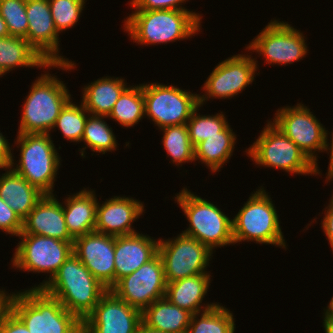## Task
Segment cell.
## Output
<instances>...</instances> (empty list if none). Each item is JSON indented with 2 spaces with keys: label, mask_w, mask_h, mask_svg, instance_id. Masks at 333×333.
Here are the masks:
<instances>
[{
  "label": "cell",
  "mask_w": 333,
  "mask_h": 333,
  "mask_svg": "<svg viewBox=\"0 0 333 333\" xmlns=\"http://www.w3.org/2000/svg\"><path fill=\"white\" fill-rule=\"evenodd\" d=\"M124 31L140 45L167 44L191 38L201 30L202 14L190 10H134Z\"/></svg>",
  "instance_id": "1"
},
{
  "label": "cell",
  "mask_w": 333,
  "mask_h": 333,
  "mask_svg": "<svg viewBox=\"0 0 333 333\" xmlns=\"http://www.w3.org/2000/svg\"><path fill=\"white\" fill-rule=\"evenodd\" d=\"M41 289L82 322L108 291L74 253Z\"/></svg>",
  "instance_id": "2"
},
{
  "label": "cell",
  "mask_w": 333,
  "mask_h": 333,
  "mask_svg": "<svg viewBox=\"0 0 333 333\" xmlns=\"http://www.w3.org/2000/svg\"><path fill=\"white\" fill-rule=\"evenodd\" d=\"M9 309L30 333H82V321L42 289L12 292Z\"/></svg>",
  "instance_id": "3"
},
{
  "label": "cell",
  "mask_w": 333,
  "mask_h": 333,
  "mask_svg": "<svg viewBox=\"0 0 333 333\" xmlns=\"http://www.w3.org/2000/svg\"><path fill=\"white\" fill-rule=\"evenodd\" d=\"M63 81L48 71L36 78L22 105L17 134H51L64 106L72 99Z\"/></svg>",
  "instance_id": "4"
},
{
  "label": "cell",
  "mask_w": 333,
  "mask_h": 333,
  "mask_svg": "<svg viewBox=\"0 0 333 333\" xmlns=\"http://www.w3.org/2000/svg\"><path fill=\"white\" fill-rule=\"evenodd\" d=\"M15 142L20 158L17 164L13 156L10 168L44 195H54L61 158L50 134H17Z\"/></svg>",
  "instance_id": "5"
},
{
  "label": "cell",
  "mask_w": 333,
  "mask_h": 333,
  "mask_svg": "<svg viewBox=\"0 0 333 333\" xmlns=\"http://www.w3.org/2000/svg\"><path fill=\"white\" fill-rule=\"evenodd\" d=\"M190 223L182 233L195 238L212 252L217 247L234 244L232 219L213 203L183 188L175 197Z\"/></svg>",
  "instance_id": "6"
},
{
  "label": "cell",
  "mask_w": 333,
  "mask_h": 333,
  "mask_svg": "<svg viewBox=\"0 0 333 333\" xmlns=\"http://www.w3.org/2000/svg\"><path fill=\"white\" fill-rule=\"evenodd\" d=\"M278 217L270 195L261 186L251 193L232 219L234 245L242 241H255L287 249Z\"/></svg>",
  "instance_id": "7"
},
{
  "label": "cell",
  "mask_w": 333,
  "mask_h": 333,
  "mask_svg": "<svg viewBox=\"0 0 333 333\" xmlns=\"http://www.w3.org/2000/svg\"><path fill=\"white\" fill-rule=\"evenodd\" d=\"M245 152L258 166L284 170L288 174L319 175L316 164L269 120Z\"/></svg>",
  "instance_id": "8"
},
{
  "label": "cell",
  "mask_w": 333,
  "mask_h": 333,
  "mask_svg": "<svg viewBox=\"0 0 333 333\" xmlns=\"http://www.w3.org/2000/svg\"><path fill=\"white\" fill-rule=\"evenodd\" d=\"M19 241L14 256L11 260L13 268L33 273H49L48 280H43L38 286L31 289H41L56 272L60 266L73 253L74 241H63L52 237L19 234Z\"/></svg>",
  "instance_id": "9"
},
{
  "label": "cell",
  "mask_w": 333,
  "mask_h": 333,
  "mask_svg": "<svg viewBox=\"0 0 333 333\" xmlns=\"http://www.w3.org/2000/svg\"><path fill=\"white\" fill-rule=\"evenodd\" d=\"M199 94L160 83L143 84L145 117L159 129L186 124L199 106Z\"/></svg>",
  "instance_id": "10"
},
{
  "label": "cell",
  "mask_w": 333,
  "mask_h": 333,
  "mask_svg": "<svg viewBox=\"0 0 333 333\" xmlns=\"http://www.w3.org/2000/svg\"><path fill=\"white\" fill-rule=\"evenodd\" d=\"M158 254L163 262L167 283L198 274H210L205 270L213 252L197 239L183 233L173 239L160 238Z\"/></svg>",
  "instance_id": "11"
},
{
  "label": "cell",
  "mask_w": 333,
  "mask_h": 333,
  "mask_svg": "<svg viewBox=\"0 0 333 333\" xmlns=\"http://www.w3.org/2000/svg\"><path fill=\"white\" fill-rule=\"evenodd\" d=\"M303 33L288 22L271 20L253 38L246 49L263 56L267 64L288 65L298 62L307 55V44Z\"/></svg>",
  "instance_id": "12"
},
{
  "label": "cell",
  "mask_w": 333,
  "mask_h": 333,
  "mask_svg": "<svg viewBox=\"0 0 333 333\" xmlns=\"http://www.w3.org/2000/svg\"><path fill=\"white\" fill-rule=\"evenodd\" d=\"M273 121L289 139H291L316 164L318 174L320 168L317 163L318 152H324L326 144V128L321 124L310 109L298 103L296 106H284L278 109Z\"/></svg>",
  "instance_id": "13"
},
{
  "label": "cell",
  "mask_w": 333,
  "mask_h": 333,
  "mask_svg": "<svg viewBox=\"0 0 333 333\" xmlns=\"http://www.w3.org/2000/svg\"><path fill=\"white\" fill-rule=\"evenodd\" d=\"M163 262L157 253L136 271L121 278L110 290L121 300L140 311L166 294Z\"/></svg>",
  "instance_id": "14"
},
{
  "label": "cell",
  "mask_w": 333,
  "mask_h": 333,
  "mask_svg": "<svg viewBox=\"0 0 333 333\" xmlns=\"http://www.w3.org/2000/svg\"><path fill=\"white\" fill-rule=\"evenodd\" d=\"M251 56L238 54L219 62L201 87L205 93L198 95L199 105L203 106L209 98L230 99L252 84L258 61Z\"/></svg>",
  "instance_id": "15"
},
{
  "label": "cell",
  "mask_w": 333,
  "mask_h": 333,
  "mask_svg": "<svg viewBox=\"0 0 333 333\" xmlns=\"http://www.w3.org/2000/svg\"><path fill=\"white\" fill-rule=\"evenodd\" d=\"M142 311L108 290L82 322V333H137Z\"/></svg>",
  "instance_id": "16"
},
{
  "label": "cell",
  "mask_w": 333,
  "mask_h": 333,
  "mask_svg": "<svg viewBox=\"0 0 333 333\" xmlns=\"http://www.w3.org/2000/svg\"><path fill=\"white\" fill-rule=\"evenodd\" d=\"M73 253L108 290L115 285V236L95 231L78 236Z\"/></svg>",
  "instance_id": "17"
},
{
  "label": "cell",
  "mask_w": 333,
  "mask_h": 333,
  "mask_svg": "<svg viewBox=\"0 0 333 333\" xmlns=\"http://www.w3.org/2000/svg\"><path fill=\"white\" fill-rule=\"evenodd\" d=\"M26 13L28 43L47 63H68V58L58 54L60 53V38L53 22L48 0H26Z\"/></svg>",
  "instance_id": "18"
},
{
  "label": "cell",
  "mask_w": 333,
  "mask_h": 333,
  "mask_svg": "<svg viewBox=\"0 0 333 333\" xmlns=\"http://www.w3.org/2000/svg\"><path fill=\"white\" fill-rule=\"evenodd\" d=\"M145 212L144 205L137 199L114 196L97 205L95 232L111 235H132L136 230L132 223Z\"/></svg>",
  "instance_id": "19"
},
{
  "label": "cell",
  "mask_w": 333,
  "mask_h": 333,
  "mask_svg": "<svg viewBox=\"0 0 333 333\" xmlns=\"http://www.w3.org/2000/svg\"><path fill=\"white\" fill-rule=\"evenodd\" d=\"M62 204L56 199L55 194L44 195L23 220V230L20 234L74 241L66 227Z\"/></svg>",
  "instance_id": "20"
},
{
  "label": "cell",
  "mask_w": 333,
  "mask_h": 333,
  "mask_svg": "<svg viewBox=\"0 0 333 333\" xmlns=\"http://www.w3.org/2000/svg\"><path fill=\"white\" fill-rule=\"evenodd\" d=\"M152 238L139 232L115 237V284L158 253L159 240Z\"/></svg>",
  "instance_id": "21"
},
{
  "label": "cell",
  "mask_w": 333,
  "mask_h": 333,
  "mask_svg": "<svg viewBox=\"0 0 333 333\" xmlns=\"http://www.w3.org/2000/svg\"><path fill=\"white\" fill-rule=\"evenodd\" d=\"M18 67L59 68L67 72L76 68V63H47L25 38L0 37V74L4 76Z\"/></svg>",
  "instance_id": "22"
},
{
  "label": "cell",
  "mask_w": 333,
  "mask_h": 333,
  "mask_svg": "<svg viewBox=\"0 0 333 333\" xmlns=\"http://www.w3.org/2000/svg\"><path fill=\"white\" fill-rule=\"evenodd\" d=\"M210 276V274H198L169 282L167 283L165 297L175 306L188 310L192 314L212 309L218 304L217 302L202 303L211 285Z\"/></svg>",
  "instance_id": "23"
},
{
  "label": "cell",
  "mask_w": 333,
  "mask_h": 333,
  "mask_svg": "<svg viewBox=\"0 0 333 333\" xmlns=\"http://www.w3.org/2000/svg\"><path fill=\"white\" fill-rule=\"evenodd\" d=\"M64 200L66 227L73 238L95 231L98 199L94 190L84 188Z\"/></svg>",
  "instance_id": "24"
},
{
  "label": "cell",
  "mask_w": 333,
  "mask_h": 333,
  "mask_svg": "<svg viewBox=\"0 0 333 333\" xmlns=\"http://www.w3.org/2000/svg\"><path fill=\"white\" fill-rule=\"evenodd\" d=\"M3 170L5 173L0 175V196L24 220L44 194L11 168Z\"/></svg>",
  "instance_id": "25"
},
{
  "label": "cell",
  "mask_w": 333,
  "mask_h": 333,
  "mask_svg": "<svg viewBox=\"0 0 333 333\" xmlns=\"http://www.w3.org/2000/svg\"><path fill=\"white\" fill-rule=\"evenodd\" d=\"M129 86L123 78H98L84 86L81 103L90 115L108 117L114 104Z\"/></svg>",
  "instance_id": "26"
},
{
  "label": "cell",
  "mask_w": 333,
  "mask_h": 333,
  "mask_svg": "<svg viewBox=\"0 0 333 333\" xmlns=\"http://www.w3.org/2000/svg\"><path fill=\"white\" fill-rule=\"evenodd\" d=\"M192 313L172 304L166 297L154 301L142 311V322L166 333H186Z\"/></svg>",
  "instance_id": "27"
},
{
  "label": "cell",
  "mask_w": 333,
  "mask_h": 333,
  "mask_svg": "<svg viewBox=\"0 0 333 333\" xmlns=\"http://www.w3.org/2000/svg\"><path fill=\"white\" fill-rule=\"evenodd\" d=\"M236 138L228 124L218 135L208 137L194 148L195 161L200 160L213 173L220 171L233 155Z\"/></svg>",
  "instance_id": "28"
},
{
  "label": "cell",
  "mask_w": 333,
  "mask_h": 333,
  "mask_svg": "<svg viewBox=\"0 0 333 333\" xmlns=\"http://www.w3.org/2000/svg\"><path fill=\"white\" fill-rule=\"evenodd\" d=\"M145 118V102L143 97V83L129 86L119 97L109 114L123 127H133Z\"/></svg>",
  "instance_id": "29"
},
{
  "label": "cell",
  "mask_w": 333,
  "mask_h": 333,
  "mask_svg": "<svg viewBox=\"0 0 333 333\" xmlns=\"http://www.w3.org/2000/svg\"><path fill=\"white\" fill-rule=\"evenodd\" d=\"M104 118L108 117L88 116L81 140V142H84L85 147H83V149L79 148L81 150V157H85L86 148H90L92 152L102 153L104 155L107 152L117 149L116 137L112 127L106 124Z\"/></svg>",
  "instance_id": "30"
},
{
  "label": "cell",
  "mask_w": 333,
  "mask_h": 333,
  "mask_svg": "<svg viewBox=\"0 0 333 333\" xmlns=\"http://www.w3.org/2000/svg\"><path fill=\"white\" fill-rule=\"evenodd\" d=\"M233 317L228 308L218 303L201 314H192L186 333H234L236 327Z\"/></svg>",
  "instance_id": "31"
},
{
  "label": "cell",
  "mask_w": 333,
  "mask_h": 333,
  "mask_svg": "<svg viewBox=\"0 0 333 333\" xmlns=\"http://www.w3.org/2000/svg\"><path fill=\"white\" fill-rule=\"evenodd\" d=\"M160 131L163 132L162 144L173 164L182 167V163L195 162L194 146L186 124L164 127Z\"/></svg>",
  "instance_id": "32"
},
{
  "label": "cell",
  "mask_w": 333,
  "mask_h": 333,
  "mask_svg": "<svg viewBox=\"0 0 333 333\" xmlns=\"http://www.w3.org/2000/svg\"><path fill=\"white\" fill-rule=\"evenodd\" d=\"M72 101L71 99L61 110L53 129L55 130L57 127L64 136L63 138L71 142H81L85 123L90 113L82 103L76 105Z\"/></svg>",
  "instance_id": "33"
},
{
  "label": "cell",
  "mask_w": 333,
  "mask_h": 333,
  "mask_svg": "<svg viewBox=\"0 0 333 333\" xmlns=\"http://www.w3.org/2000/svg\"><path fill=\"white\" fill-rule=\"evenodd\" d=\"M199 105L192 113L186 125L188 128L189 139L194 148L212 135H218L229 123L226 116L221 113L216 115H200L198 114Z\"/></svg>",
  "instance_id": "34"
},
{
  "label": "cell",
  "mask_w": 333,
  "mask_h": 333,
  "mask_svg": "<svg viewBox=\"0 0 333 333\" xmlns=\"http://www.w3.org/2000/svg\"><path fill=\"white\" fill-rule=\"evenodd\" d=\"M0 16L6 22L10 36L27 40L26 0H0Z\"/></svg>",
  "instance_id": "35"
},
{
  "label": "cell",
  "mask_w": 333,
  "mask_h": 333,
  "mask_svg": "<svg viewBox=\"0 0 333 333\" xmlns=\"http://www.w3.org/2000/svg\"><path fill=\"white\" fill-rule=\"evenodd\" d=\"M58 33L72 28L81 17L86 0H48Z\"/></svg>",
  "instance_id": "36"
},
{
  "label": "cell",
  "mask_w": 333,
  "mask_h": 333,
  "mask_svg": "<svg viewBox=\"0 0 333 333\" xmlns=\"http://www.w3.org/2000/svg\"><path fill=\"white\" fill-rule=\"evenodd\" d=\"M0 230L16 237L23 230V220L0 196Z\"/></svg>",
  "instance_id": "37"
},
{
  "label": "cell",
  "mask_w": 333,
  "mask_h": 333,
  "mask_svg": "<svg viewBox=\"0 0 333 333\" xmlns=\"http://www.w3.org/2000/svg\"><path fill=\"white\" fill-rule=\"evenodd\" d=\"M188 0H131L130 4L134 10H188L182 3Z\"/></svg>",
  "instance_id": "38"
},
{
  "label": "cell",
  "mask_w": 333,
  "mask_h": 333,
  "mask_svg": "<svg viewBox=\"0 0 333 333\" xmlns=\"http://www.w3.org/2000/svg\"><path fill=\"white\" fill-rule=\"evenodd\" d=\"M0 333H30L25 324L8 308L0 319Z\"/></svg>",
  "instance_id": "39"
},
{
  "label": "cell",
  "mask_w": 333,
  "mask_h": 333,
  "mask_svg": "<svg viewBox=\"0 0 333 333\" xmlns=\"http://www.w3.org/2000/svg\"><path fill=\"white\" fill-rule=\"evenodd\" d=\"M328 206L324 209V218L321 221V227L326 235L330 248H332L333 253V201L329 200ZM327 209V210H326Z\"/></svg>",
  "instance_id": "40"
},
{
  "label": "cell",
  "mask_w": 333,
  "mask_h": 333,
  "mask_svg": "<svg viewBox=\"0 0 333 333\" xmlns=\"http://www.w3.org/2000/svg\"><path fill=\"white\" fill-rule=\"evenodd\" d=\"M1 132V131H0ZM10 143L8 139L4 137L2 132L0 133V170L10 168L13 160V153L11 152Z\"/></svg>",
  "instance_id": "41"
},
{
  "label": "cell",
  "mask_w": 333,
  "mask_h": 333,
  "mask_svg": "<svg viewBox=\"0 0 333 333\" xmlns=\"http://www.w3.org/2000/svg\"><path fill=\"white\" fill-rule=\"evenodd\" d=\"M8 292L5 291V289L1 290L0 289V319L2 317V315L8 310L9 308V299H10V295Z\"/></svg>",
  "instance_id": "42"
},
{
  "label": "cell",
  "mask_w": 333,
  "mask_h": 333,
  "mask_svg": "<svg viewBox=\"0 0 333 333\" xmlns=\"http://www.w3.org/2000/svg\"><path fill=\"white\" fill-rule=\"evenodd\" d=\"M323 314V327L325 333H333V314L329 313L326 309H324Z\"/></svg>",
  "instance_id": "43"
},
{
  "label": "cell",
  "mask_w": 333,
  "mask_h": 333,
  "mask_svg": "<svg viewBox=\"0 0 333 333\" xmlns=\"http://www.w3.org/2000/svg\"><path fill=\"white\" fill-rule=\"evenodd\" d=\"M328 130H326V144H325V152H330V160H329V164L333 162V132H331L332 134V137H330L331 139V143L329 144V141H328ZM330 145V146H329Z\"/></svg>",
  "instance_id": "44"
},
{
  "label": "cell",
  "mask_w": 333,
  "mask_h": 333,
  "mask_svg": "<svg viewBox=\"0 0 333 333\" xmlns=\"http://www.w3.org/2000/svg\"><path fill=\"white\" fill-rule=\"evenodd\" d=\"M137 333H166L146 326L143 322L138 327Z\"/></svg>",
  "instance_id": "45"
},
{
  "label": "cell",
  "mask_w": 333,
  "mask_h": 333,
  "mask_svg": "<svg viewBox=\"0 0 333 333\" xmlns=\"http://www.w3.org/2000/svg\"><path fill=\"white\" fill-rule=\"evenodd\" d=\"M10 36L6 22L4 19L0 16V37H8Z\"/></svg>",
  "instance_id": "46"
},
{
  "label": "cell",
  "mask_w": 333,
  "mask_h": 333,
  "mask_svg": "<svg viewBox=\"0 0 333 333\" xmlns=\"http://www.w3.org/2000/svg\"><path fill=\"white\" fill-rule=\"evenodd\" d=\"M329 166H328V171H327V173H326V181L327 182H330L331 180H333V162L332 163H330V164H328ZM330 180V181H329ZM330 200H332L333 201V194H332V197H331V199Z\"/></svg>",
  "instance_id": "47"
},
{
  "label": "cell",
  "mask_w": 333,
  "mask_h": 333,
  "mask_svg": "<svg viewBox=\"0 0 333 333\" xmlns=\"http://www.w3.org/2000/svg\"><path fill=\"white\" fill-rule=\"evenodd\" d=\"M326 310L329 312V313H332L333 314V296L328 304V306L326 307Z\"/></svg>",
  "instance_id": "48"
}]
</instances>
